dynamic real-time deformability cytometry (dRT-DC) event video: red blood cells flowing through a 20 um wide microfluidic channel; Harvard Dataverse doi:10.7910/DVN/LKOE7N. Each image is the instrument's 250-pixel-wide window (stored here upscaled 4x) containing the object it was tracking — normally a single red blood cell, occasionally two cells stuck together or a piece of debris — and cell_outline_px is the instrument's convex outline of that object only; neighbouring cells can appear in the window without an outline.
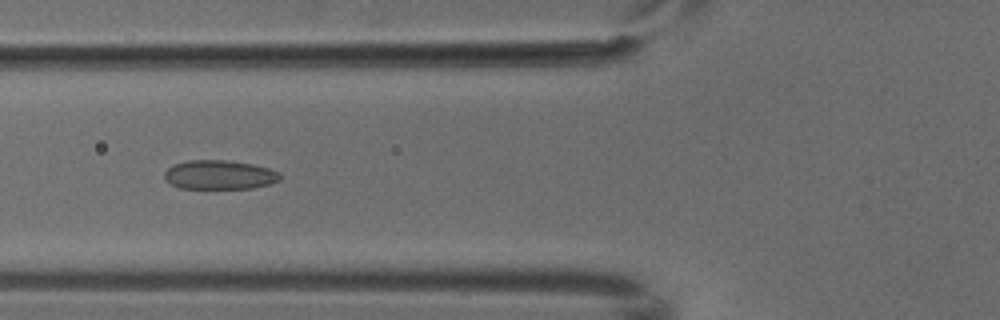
{"species": "common noctule bat (a hibernating species)", "species_latin": "Nyctalus noctula", "temperature_condition": "cold", "stored_images_in_passage": 6, "camera_frame_rate_fps": 3000, "um_per_image_px": 0.085, "animal": {"sex": "male", "body_mass_g": 18.8}, "frame": {"image": 1, "passage_image": 4, "time_ms": 1.0, "image_size_px": [1000, 320], "cell_outline_px": [[280, 180], [272, 184], [252, 188], [180, 188], [164, 180], [164, 172], [168, 168], [176, 164], [188, 160], [224, 160], [252, 164], [268, 168], [280, 172]], "centroid_in_image_um": [18.67, 14.86], "position_along_channel_um": 107.1, "area_um2": 19.59}}
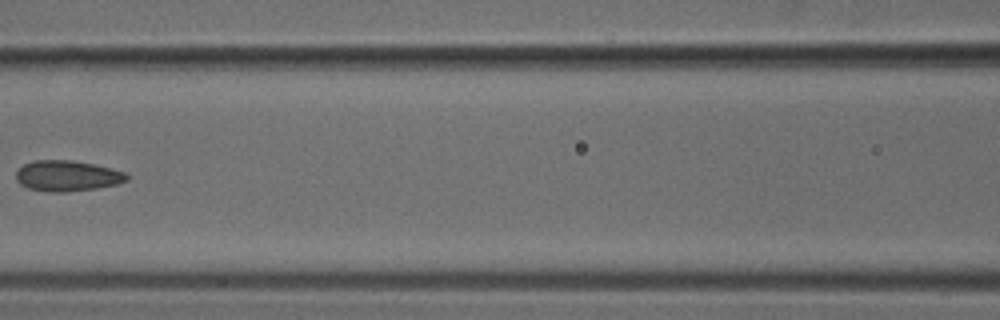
{"frame": {"image": 2, "passage_image": 5, "time_ms": 1.333, "image_size_px": [1000, 320], "cell_outline_px": [[128, 180], [116, 184], [96, 188], [64, 192], [48, 192], [28, 188], [20, 184], [16, 180], [16, 172], [24, 164], [32, 160], [72, 160], [92, 164], [124, 172], [128, 176]], "centroid_in_image_um": [5.67, 14.95], "position_along_channel_um": 160.9, "area_um2": 19.65}}
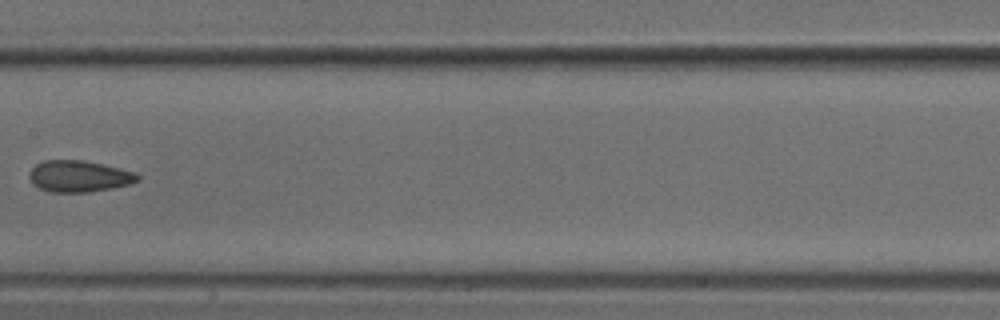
{"frame": {"image": 3, "passage_image": 6, "time_ms": 1.667, "image_size_px": [1000, 320], "cell_outline_px": [[140, 180], [132, 184], [112, 188], [88, 192], [52, 192], [40, 188], [32, 184], [28, 176], [28, 172], [36, 164], [44, 160], [84, 160], [120, 168], [136, 172], [140, 176]], "centroid_in_image_um": [6.73, 14.98], "position_along_channel_um": 200.7, "area_um2": 20.06}}